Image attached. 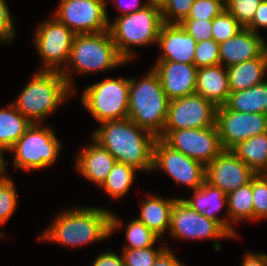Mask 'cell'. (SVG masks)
<instances>
[{
	"instance_id": "obj_1",
	"label": "cell",
	"mask_w": 267,
	"mask_h": 266,
	"mask_svg": "<svg viewBox=\"0 0 267 266\" xmlns=\"http://www.w3.org/2000/svg\"><path fill=\"white\" fill-rule=\"evenodd\" d=\"M122 224L119 217L104 208H71L59 213L38 239L77 247L108 239Z\"/></svg>"
},
{
	"instance_id": "obj_2",
	"label": "cell",
	"mask_w": 267,
	"mask_h": 266,
	"mask_svg": "<svg viewBox=\"0 0 267 266\" xmlns=\"http://www.w3.org/2000/svg\"><path fill=\"white\" fill-rule=\"evenodd\" d=\"M93 131L92 138L106 148L116 162L138 171H152L153 147L157 139L130 119L104 121Z\"/></svg>"
},
{
	"instance_id": "obj_3",
	"label": "cell",
	"mask_w": 267,
	"mask_h": 266,
	"mask_svg": "<svg viewBox=\"0 0 267 266\" xmlns=\"http://www.w3.org/2000/svg\"><path fill=\"white\" fill-rule=\"evenodd\" d=\"M169 101L152 68L138 81L129 78L128 119L156 138L163 133Z\"/></svg>"
},
{
	"instance_id": "obj_4",
	"label": "cell",
	"mask_w": 267,
	"mask_h": 266,
	"mask_svg": "<svg viewBox=\"0 0 267 266\" xmlns=\"http://www.w3.org/2000/svg\"><path fill=\"white\" fill-rule=\"evenodd\" d=\"M24 86L15 102V108L31 123H39L52 114L74 92L61 72L38 71Z\"/></svg>"
},
{
	"instance_id": "obj_5",
	"label": "cell",
	"mask_w": 267,
	"mask_h": 266,
	"mask_svg": "<svg viewBox=\"0 0 267 266\" xmlns=\"http://www.w3.org/2000/svg\"><path fill=\"white\" fill-rule=\"evenodd\" d=\"M127 63L118 53L109 30L99 33L76 34L69 60L61 71L69 87L74 91L70 69L78 73L111 70ZM71 65V66H69ZM69 67H71L69 69Z\"/></svg>"
},
{
	"instance_id": "obj_6",
	"label": "cell",
	"mask_w": 267,
	"mask_h": 266,
	"mask_svg": "<svg viewBox=\"0 0 267 266\" xmlns=\"http://www.w3.org/2000/svg\"><path fill=\"white\" fill-rule=\"evenodd\" d=\"M163 23L161 9L147 5L143 9L122 14L109 21V32L119 55L129 62L136 56L132 47L157 43Z\"/></svg>"
},
{
	"instance_id": "obj_7",
	"label": "cell",
	"mask_w": 267,
	"mask_h": 266,
	"mask_svg": "<svg viewBox=\"0 0 267 266\" xmlns=\"http://www.w3.org/2000/svg\"><path fill=\"white\" fill-rule=\"evenodd\" d=\"M61 145L54 131L46 126L42 127L41 123H32L9 151L14 152L15 168L33 171L55 163Z\"/></svg>"
},
{
	"instance_id": "obj_8",
	"label": "cell",
	"mask_w": 267,
	"mask_h": 266,
	"mask_svg": "<svg viewBox=\"0 0 267 266\" xmlns=\"http://www.w3.org/2000/svg\"><path fill=\"white\" fill-rule=\"evenodd\" d=\"M82 104L99 122L128 118L129 78H106L89 85Z\"/></svg>"
},
{
	"instance_id": "obj_9",
	"label": "cell",
	"mask_w": 267,
	"mask_h": 266,
	"mask_svg": "<svg viewBox=\"0 0 267 266\" xmlns=\"http://www.w3.org/2000/svg\"><path fill=\"white\" fill-rule=\"evenodd\" d=\"M34 35L35 47L43 62L39 71L61 72L68 63L76 34L53 16L41 22Z\"/></svg>"
},
{
	"instance_id": "obj_10",
	"label": "cell",
	"mask_w": 267,
	"mask_h": 266,
	"mask_svg": "<svg viewBox=\"0 0 267 266\" xmlns=\"http://www.w3.org/2000/svg\"><path fill=\"white\" fill-rule=\"evenodd\" d=\"M159 138L171 148L205 166L223 151L216 125L205 128L163 130Z\"/></svg>"
},
{
	"instance_id": "obj_11",
	"label": "cell",
	"mask_w": 267,
	"mask_h": 266,
	"mask_svg": "<svg viewBox=\"0 0 267 266\" xmlns=\"http://www.w3.org/2000/svg\"><path fill=\"white\" fill-rule=\"evenodd\" d=\"M105 0H60L54 17L75 34L108 30L109 17Z\"/></svg>"
},
{
	"instance_id": "obj_12",
	"label": "cell",
	"mask_w": 267,
	"mask_h": 266,
	"mask_svg": "<svg viewBox=\"0 0 267 266\" xmlns=\"http://www.w3.org/2000/svg\"><path fill=\"white\" fill-rule=\"evenodd\" d=\"M162 169L175 183L195 190L205 182L206 166L157 138L153 147V170Z\"/></svg>"
},
{
	"instance_id": "obj_13",
	"label": "cell",
	"mask_w": 267,
	"mask_h": 266,
	"mask_svg": "<svg viewBox=\"0 0 267 266\" xmlns=\"http://www.w3.org/2000/svg\"><path fill=\"white\" fill-rule=\"evenodd\" d=\"M170 235L179 239H214V250H220L218 239L231 236L214 220L194 211L182 198H177L171 213ZM217 239V240H215Z\"/></svg>"
},
{
	"instance_id": "obj_14",
	"label": "cell",
	"mask_w": 267,
	"mask_h": 266,
	"mask_svg": "<svg viewBox=\"0 0 267 266\" xmlns=\"http://www.w3.org/2000/svg\"><path fill=\"white\" fill-rule=\"evenodd\" d=\"M217 106L194 93L169 101L163 130L205 128L216 125Z\"/></svg>"
},
{
	"instance_id": "obj_15",
	"label": "cell",
	"mask_w": 267,
	"mask_h": 266,
	"mask_svg": "<svg viewBox=\"0 0 267 266\" xmlns=\"http://www.w3.org/2000/svg\"><path fill=\"white\" fill-rule=\"evenodd\" d=\"M216 127L223 150H231L238 143L267 132V114L243 113L218 106Z\"/></svg>"
},
{
	"instance_id": "obj_16",
	"label": "cell",
	"mask_w": 267,
	"mask_h": 266,
	"mask_svg": "<svg viewBox=\"0 0 267 266\" xmlns=\"http://www.w3.org/2000/svg\"><path fill=\"white\" fill-rule=\"evenodd\" d=\"M255 174L231 150H223L206 165L205 181L227 195L249 183Z\"/></svg>"
},
{
	"instance_id": "obj_17",
	"label": "cell",
	"mask_w": 267,
	"mask_h": 266,
	"mask_svg": "<svg viewBox=\"0 0 267 266\" xmlns=\"http://www.w3.org/2000/svg\"><path fill=\"white\" fill-rule=\"evenodd\" d=\"M152 69L157 73L169 100L195 93L198 68L194 64L157 61Z\"/></svg>"
},
{
	"instance_id": "obj_18",
	"label": "cell",
	"mask_w": 267,
	"mask_h": 266,
	"mask_svg": "<svg viewBox=\"0 0 267 266\" xmlns=\"http://www.w3.org/2000/svg\"><path fill=\"white\" fill-rule=\"evenodd\" d=\"M158 45L162 50L156 61H173L193 64L196 41L178 23L163 22L159 31Z\"/></svg>"
},
{
	"instance_id": "obj_19",
	"label": "cell",
	"mask_w": 267,
	"mask_h": 266,
	"mask_svg": "<svg viewBox=\"0 0 267 266\" xmlns=\"http://www.w3.org/2000/svg\"><path fill=\"white\" fill-rule=\"evenodd\" d=\"M266 50L267 44L259 34L243 28L232 38L219 44L220 62L227 68L259 58Z\"/></svg>"
},
{
	"instance_id": "obj_20",
	"label": "cell",
	"mask_w": 267,
	"mask_h": 266,
	"mask_svg": "<svg viewBox=\"0 0 267 266\" xmlns=\"http://www.w3.org/2000/svg\"><path fill=\"white\" fill-rule=\"evenodd\" d=\"M91 141L90 145L78 153L75 167L84 178L101 186L116 163V159L93 138Z\"/></svg>"
},
{
	"instance_id": "obj_21",
	"label": "cell",
	"mask_w": 267,
	"mask_h": 266,
	"mask_svg": "<svg viewBox=\"0 0 267 266\" xmlns=\"http://www.w3.org/2000/svg\"><path fill=\"white\" fill-rule=\"evenodd\" d=\"M195 93L217 107L224 105L230 94L227 68L221 64L198 68Z\"/></svg>"
},
{
	"instance_id": "obj_22",
	"label": "cell",
	"mask_w": 267,
	"mask_h": 266,
	"mask_svg": "<svg viewBox=\"0 0 267 266\" xmlns=\"http://www.w3.org/2000/svg\"><path fill=\"white\" fill-rule=\"evenodd\" d=\"M193 195L190 199L183 200L194 210L199 212L202 216L216 221L230 236L235 237L228 230V218H220L216 216L217 212L222 206H227V195L206 181L201 187L193 190Z\"/></svg>"
},
{
	"instance_id": "obj_23",
	"label": "cell",
	"mask_w": 267,
	"mask_h": 266,
	"mask_svg": "<svg viewBox=\"0 0 267 266\" xmlns=\"http://www.w3.org/2000/svg\"><path fill=\"white\" fill-rule=\"evenodd\" d=\"M177 198H162L155 195L143 201L137 218L159 238L170 229L171 213Z\"/></svg>"
},
{
	"instance_id": "obj_24",
	"label": "cell",
	"mask_w": 267,
	"mask_h": 266,
	"mask_svg": "<svg viewBox=\"0 0 267 266\" xmlns=\"http://www.w3.org/2000/svg\"><path fill=\"white\" fill-rule=\"evenodd\" d=\"M230 92H237L261 84L267 72V50L259 57L228 66Z\"/></svg>"
},
{
	"instance_id": "obj_25",
	"label": "cell",
	"mask_w": 267,
	"mask_h": 266,
	"mask_svg": "<svg viewBox=\"0 0 267 266\" xmlns=\"http://www.w3.org/2000/svg\"><path fill=\"white\" fill-rule=\"evenodd\" d=\"M224 106L232 111L267 114V80L237 92H230Z\"/></svg>"
},
{
	"instance_id": "obj_26",
	"label": "cell",
	"mask_w": 267,
	"mask_h": 266,
	"mask_svg": "<svg viewBox=\"0 0 267 266\" xmlns=\"http://www.w3.org/2000/svg\"><path fill=\"white\" fill-rule=\"evenodd\" d=\"M8 106L0 108V148L4 152L9 151L32 124L13 104Z\"/></svg>"
},
{
	"instance_id": "obj_27",
	"label": "cell",
	"mask_w": 267,
	"mask_h": 266,
	"mask_svg": "<svg viewBox=\"0 0 267 266\" xmlns=\"http://www.w3.org/2000/svg\"><path fill=\"white\" fill-rule=\"evenodd\" d=\"M253 195H252V178L251 181L240 186L233 192L227 194L228 230L236 236L233 222L243 220H253ZM232 222V223H231Z\"/></svg>"
},
{
	"instance_id": "obj_28",
	"label": "cell",
	"mask_w": 267,
	"mask_h": 266,
	"mask_svg": "<svg viewBox=\"0 0 267 266\" xmlns=\"http://www.w3.org/2000/svg\"><path fill=\"white\" fill-rule=\"evenodd\" d=\"M231 151L258 174L267 162V132L238 143Z\"/></svg>"
},
{
	"instance_id": "obj_29",
	"label": "cell",
	"mask_w": 267,
	"mask_h": 266,
	"mask_svg": "<svg viewBox=\"0 0 267 266\" xmlns=\"http://www.w3.org/2000/svg\"><path fill=\"white\" fill-rule=\"evenodd\" d=\"M136 171L138 170L125 163L116 162L100 187L108 196L121 198L129 191Z\"/></svg>"
},
{
	"instance_id": "obj_30",
	"label": "cell",
	"mask_w": 267,
	"mask_h": 266,
	"mask_svg": "<svg viewBox=\"0 0 267 266\" xmlns=\"http://www.w3.org/2000/svg\"><path fill=\"white\" fill-rule=\"evenodd\" d=\"M129 222L125 229L128 245L124 249L148 248L160 239L137 218Z\"/></svg>"
},
{
	"instance_id": "obj_31",
	"label": "cell",
	"mask_w": 267,
	"mask_h": 266,
	"mask_svg": "<svg viewBox=\"0 0 267 266\" xmlns=\"http://www.w3.org/2000/svg\"><path fill=\"white\" fill-rule=\"evenodd\" d=\"M244 27L224 9L212 22V39L217 43H222L232 38Z\"/></svg>"
},
{
	"instance_id": "obj_32",
	"label": "cell",
	"mask_w": 267,
	"mask_h": 266,
	"mask_svg": "<svg viewBox=\"0 0 267 266\" xmlns=\"http://www.w3.org/2000/svg\"><path fill=\"white\" fill-rule=\"evenodd\" d=\"M148 248L123 249L122 257L126 266H152L157 257L167 248L164 242L159 249Z\"/></svg>"
},
{
	"instance_id": "obj_33",
	"label": "cell",
	"mask_w": 267,
	"mask_h": 266,
	"mask_svg": "<svg viewBox=\"0 0 267 266\" xmlns=\"http://www.w3.org/2000/svg\"><path fill=\"white\" fill-rule=\"evenodd\" d=\"M17 206V192L9 176L0 179V225L11 217Z\"/></svg>"
},
{
	"instance_id": "obj_34",
	"label": "cell",
	"mask_w": 267,
	"mask_h": 266,
	"mask_svg": "<svg viewBox=\"0 0 267 266\" xmlns=\"http://www.w3.org/2000/svg\"><path fill=\"white\" fill-rule=\"evenodd\" d=\"M263 0H226V10L246 28L253 20L255 12Z\"/></svg>"
},
{
	"instance_id": "obj_35",
	"label": "cell",
	"mask_w": 267,
	"mask_h": 266,
	"mask_svg": "<svg viewBox=\"0 0 267 266\" xmlns=\"http://www.w3.org/2000/svg\"><path fill=\"white\" fill-rule=\"evenodd\" d=\"M193 64L197 68L220 65L219 43L213 39L197 42Z\"/></svg>"
},
{
	"instance_id": "obj_36",
	"label": "cell",
	"mask_w": 267,
	"mask_h": 266,
	"mask_svg": "<svg viewBox=\"0 0 267 266\" xmlns=\"http://www.w3.org/2000/svg\"><path fill=\"white\" fill-rule=\"evenodd\" d=\"M253 220L267 218V180L259 174L252 177Z\"/></svg>"
},
{
	"instance_id": "obj_37",
	"label": "cell",
	"mask_w": 267,
	"mask_h": 266,
	"mask_svg": "<svg viewBox=\"0 0 267 266\" xmlns=\"http://www.w3.org/2000/svg\"><path fill=\"white\" fill-rule=\"evenodd\" d=\"M194 1L195 0H168L161 9L163 22L180 24L187 18Z\"/></svg>"
},
{
	"instance_id": "obj_38",
	"label": "cell",
	"mask_w": 267,
	"mask_h": 266,
	"mask_svg": "<svg viewBox=\"0 0 267 266\" xmlns=\"http://www.w3.org/2000/svg\"><path fill=\"white\" fill-rule=\"evenodd\" d=\"M226 0H195L186 19H214L225 8Z\"/></svg>"
},
{
	"instance_id": "obj_39",
	"label": "cell",
	"mask_w": 267,
	"mask_h": 266,
	"mask_svg": "<svg viewBox=\"0 0 267 266\" xmlns=\"http://www.w3.org/2000/svg\"><path fill=\"white\" fill-rule=\"evenodd\" d=\"M213 19H184L180 25L196 42L212 39Z\"/></svg>"
},
{
	"instance_id": "obj_40",
	"label": "cell",
	"mask_w": 267,
	"mask_h": 266,
	"mask_svg": "<svg viewBox=\"0 0 267 266\" xmlns=\"http://www.w3.org/2000/svg\"><path fill=\"white\" fill-rule=\"evenodd\" d=\"M6 0H0V39L3 42L12 43L15 36L13 18L8 8Z\"/></svg>"
},
{
	"instance_id": "obj_41",
	"label": "cell",
	"mask_w": 267,
	"mask_h": 266,
	"mask_svg": "<svg viewBox=\"0 0 267 266\" xmlns=\"http://www.w3.org/2000/svg\"><path fill=\"white\" fill-rule=\"evenodd\" d=\"M258 34V28H267V0H263L257 8L252 22L246 27Z\"/></svg>"
},
{
	"instance_id": "obj_42",
	"label": "cell",
	"mask_w": 267,
	"mask_h": 266,
	"mask_svg": "<svg viewBox=\"0 0 267 266\" xmlns=\"http://www.w3.org/2000/svg\"><path fill=\"white\" fill-rule=\"evenodd\" d=\"M124 260L122 255L118 256V254L107 251L101 253L96 257L92 266H123Z\"/></svg>"
},
{
	"instance_id": "obj_43",
	"label": "cell",
	"mask_w": 267,
	"mask_h": 266,
	"mask_svg": "<svg viewBox=\"0 0 267 266\" xmlns=\"http://www.w3.org/2000/svg\"><path fill=\"white\" fill-rule=\"evenodd\" d=\"M176 258V255L167 247L156 259L152 266H183L184 264Z\"/></svg>"
},
{
	"instance_id": "obj_44",
	"label": "cell",
	"mask_w": 267,
	"mask_h": 266,
	"mask_svg": "<svg viewBox=\"0 0 267 266\" xmlns=\"http://www.w3.org/2000/svg\"><path fill=\"white\" fill-rule=\"evenodd\" d=\"M241 266H267V255L263 253L247 252Z\"/></svg>"
},
{
	"instance_id": "obj_45",
	"label": "cell",
	"mask_w": 267,
	"mask_h": 266,
	"mask_svg": "<svg viewBox=\"0 0 267 266\" xmlns=\"http://www.w3.org/2000/svg\"><path fill=\"white\" fill-rule=\"evenodd\" d=\"M140 0H131L126 3L124 0H115V6L117 7L118 11L120 10L123 14L132 13L138 10L143 9L147 6V2L143 4H139Z\"/></svg>"
},
{
	"instance_id": "obj_46",
	"label": "cell",
	"mask_w": 267,
	"mask_h": 266,
	"mask_svg": "<svg viewBox=\"0 0 267 266\" xmlns=\"http://www.w3.org/2000/svg\"><path fill=\"white\" fill-rule=\"evenodd\" d=\"M4 151L0 148V179H3L5 176L6 162L4 159Z\"/></svg>"
},
{
	"instance_id": "obj_47",
	"label": "cell",
	"mask_w": 267,
	"mask_h": 266,
	"mask_svg": "<svg viewBox=\"0 0 267 266\" xmlns=\"http://www.w3.org/2000/svg\"><path fill=\"white\" fill-rule=\"evenodd\" d=\"M168 0H147L148 5L162 9Z\"/></svg>"
},
{
	"instance_id": "obj_48",
	"label": "cell",
	"mask_w": 267,
	"mask_h": 266,
	"mask_svg": "<svg viewBox=\"0 0 267 266\" xmlns=\"http://www.w3.org/2000/svg\"><path fill=\"white\" fill-rule=\"evenodd\" d=\"M262 178L267 180V162L266 165L261 169V171L258 173Z\"/></svg>"
}]
</instances>
